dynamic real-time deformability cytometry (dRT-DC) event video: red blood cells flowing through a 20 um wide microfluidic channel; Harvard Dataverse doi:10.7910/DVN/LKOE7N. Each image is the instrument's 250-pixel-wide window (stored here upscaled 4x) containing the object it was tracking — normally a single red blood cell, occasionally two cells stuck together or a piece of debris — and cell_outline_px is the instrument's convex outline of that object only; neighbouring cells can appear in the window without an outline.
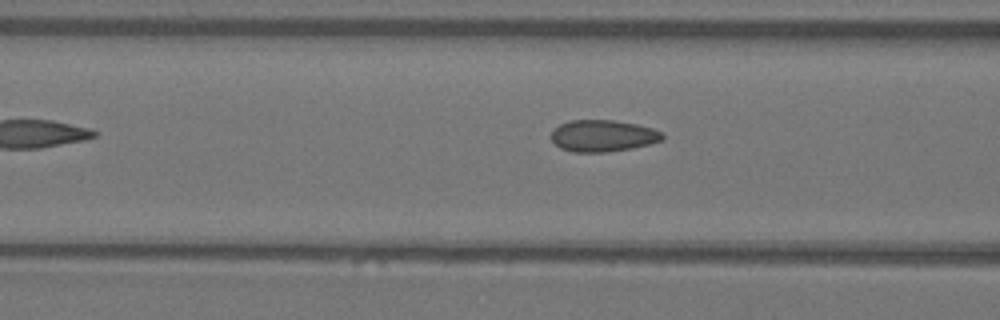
{"species": "Egyptian fruit bat (a non-hibernating species)", "species_latin": "Rousettus aegyptiacus", "temperature_condition": "warm", "stored_images_in_passage": 5, "camera_frame_rate_fps": 3000, "um_per_image_px": 0.085, "animal": {"sex": "female"}, "frame": {"image": 1, "passage_image": 4, "time_ms": 1.0, "image_size_px": [1000, 320], "cell_outline_px": [[664, 140], [632, 148], [608, 152], [572, 152], [560, 148], [552, 140], [552, 128], [568, 120], [612, 120], [636, 124], [652, 128], [660, 132], [664, 136]], "centroid_in_image_um": [51.22, 11.54], "position_along_channel_um": 115.4, "area_um2": 20.58}}